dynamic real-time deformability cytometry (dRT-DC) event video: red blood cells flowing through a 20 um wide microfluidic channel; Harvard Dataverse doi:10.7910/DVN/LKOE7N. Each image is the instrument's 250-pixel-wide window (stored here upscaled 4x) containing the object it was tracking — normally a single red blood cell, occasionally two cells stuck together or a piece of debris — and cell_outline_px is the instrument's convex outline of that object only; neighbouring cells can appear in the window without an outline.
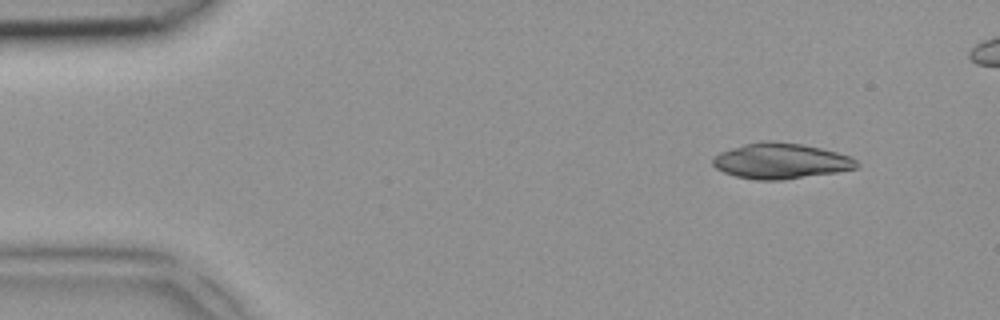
{"species": "common noctule bat (a hibernating species)", "species_latin": "Nyctalus noctula", "temperature_condition": "room temperature", "stored_images_in_passage": 4, "segment_of_instrument_passage": [1, 2], "camera_frame_rate_fps": 3000, "um_per_image_px": 0.085, "animal": {"sex": "female", "body_mass_g": 18.4}, "frame": {"image": 1, "passage_image": 1, "time_ms": 0.0, "image_size_px": [1000, 320], "cell_outline_px": [[860, 164], [856, 168], [836, 172], [780, 180], [756, 180], [736, 176], [724, 172], [716, 168], [712, 164], [712, 156], [720, 152], [744, 144], [764, 140], [772, 140], [800, 144], [820, 148], [836, 152], [848, 156], [856, 160]], "centroid_in_image_um": [66.33, 13.68], "position_along_channel_um": 18.7, "area_um2": 29.71}}